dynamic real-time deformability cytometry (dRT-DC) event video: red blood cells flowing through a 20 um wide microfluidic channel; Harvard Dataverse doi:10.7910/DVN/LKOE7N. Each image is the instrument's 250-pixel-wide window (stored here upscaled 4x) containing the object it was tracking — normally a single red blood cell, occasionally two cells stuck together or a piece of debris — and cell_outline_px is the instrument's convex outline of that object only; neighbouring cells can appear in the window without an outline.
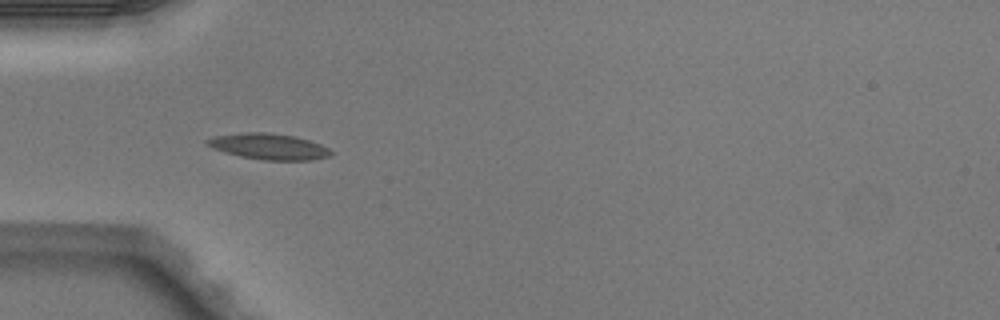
{"species": "Egyptian fruit bat (a non-hibernating species)", "species_latin": "Rousettus aegyptiacus", "temperature_condition": "warm", "stored_images_in_passage": 6, "camera_frame_rate_fps": 3000, "um_per_image_px": 0.085, "animal": {"sex": "male"}, "frame": {"image": 1, "passage_image": 5, "time_ms": 1.333, "image_size_px": [1000, 320], "cell_outline_px": [[332, 152], [328, 156], [312, 160], [264, 160], [240, 156], [224, 152], [212, 148], [204, 144], [204, 140], [212, 136], [244, 132], [264, 132], [292, 136], [308, 140], [320, 144], [328, 148]], "centroid_in_image_um": [22.76, 12.45], "position_along_channel_um": 62.2, "area_um2": 18.67}}